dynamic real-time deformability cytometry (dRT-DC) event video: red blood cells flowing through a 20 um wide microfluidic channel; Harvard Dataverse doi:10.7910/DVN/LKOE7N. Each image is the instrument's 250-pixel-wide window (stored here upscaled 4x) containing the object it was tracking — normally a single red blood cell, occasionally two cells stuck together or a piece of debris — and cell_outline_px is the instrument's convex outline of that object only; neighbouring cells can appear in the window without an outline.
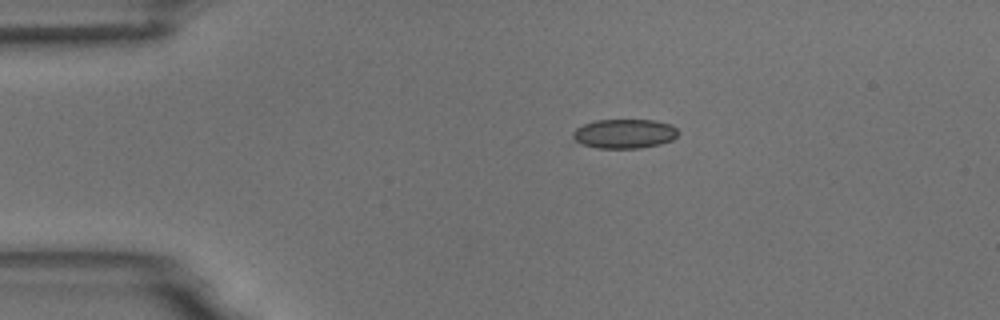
{"species": "common noctule bat (a hibernating species)", "species_latin": "Nyctalus noctula", "temperature_condition": "room temperature", "stored_images_in_passage": 6, "camera_frame_rate_fps": 3000, "um_per_image_px": 0.085, "animal": {"sex": "male", "body_mass_g": 18.8}, "frame": {"image": 1, "passage_image": 1, "time_ms": 0.0, "image_size_px": [1000, 320], "cell_outline_px": [[680, 132], [672, 140], [660, 144], [640, 148], [596, 148], [568, 144], [572, 132], [576, 128], [584, 124], [596, 120], [656, 120], [672, 124]], "centroid_in_image_um": [52.96, 11.38], "position_along_channel_um": 32.0, "area_um2": 18.73}}
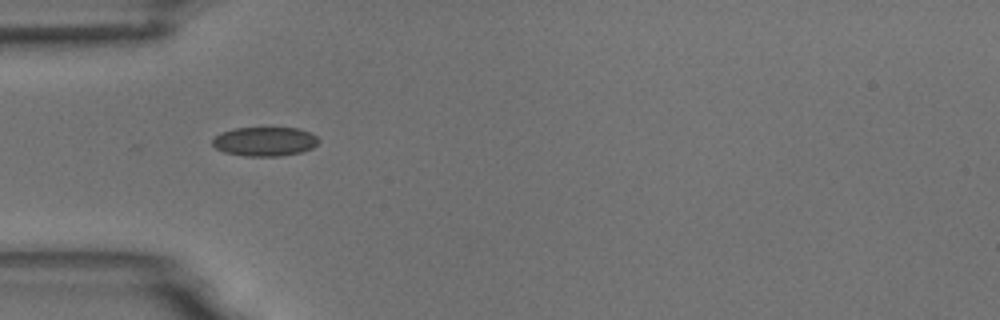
{"frame": {"image": 2, "passage_image": 3, "time_ms": 2.0, "image_size_px": [1000, 320], "cell_outline_px": [[320, 140], [312, 148], [300, 152], [280, 156], [248, 156], [224, 152], [216, 148], [212, 144], [212, 140], [220, 132], [232, 128], [300, 128], [316, 136]], "centroid_in_image_um": [22.49, 12.02], "position_along_channel_um": 62.5, "area_um2": 17.98}}